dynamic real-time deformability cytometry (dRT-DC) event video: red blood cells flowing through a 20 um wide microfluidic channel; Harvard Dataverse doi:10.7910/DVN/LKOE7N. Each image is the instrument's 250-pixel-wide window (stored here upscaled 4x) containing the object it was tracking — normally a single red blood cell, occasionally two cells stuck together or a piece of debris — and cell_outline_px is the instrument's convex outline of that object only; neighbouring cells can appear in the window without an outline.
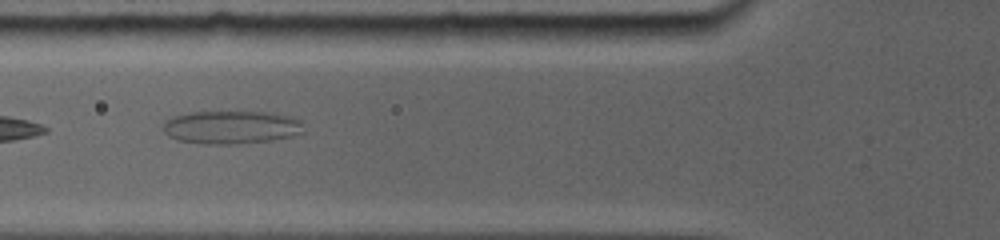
{"species": "common noctule bat (a hibernating species)", "species_latin": "Nyctalus noctula", "temperature_condition": "room temperature", "stored_images_in_passage": 10, "camera_frame_rate_fps": 5000, "um_per_image_px": 0.085, "animal": {"sex": "female", "body_mass_g": 19.0, "forearm_length_mm": 56.7}, "frame": {"image": 1, "passage_image": 2, "time_ms": 0.8, "image_size_px": [1000, 240], "cell_outline_px": [[296, 124], [288, 136], [268, 140], [228, 144], [224, 144], [180, 140], [172, 136], [164, 128], [164, 124], [168, 120], [176, 116], [192, 112], [264, 112], [288, 116], [296, 120]], "centroid_in_image_um": [19.51, 10.79], "position_along_channel_um": 106.3, "area_um2": 25.03}}
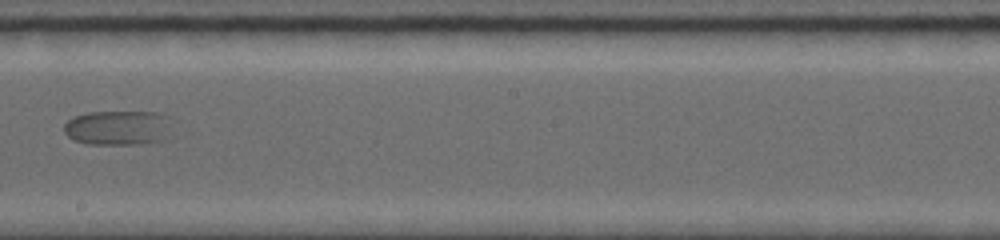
{"frame": {"image": 2, "passage_image": 6, "time_ms": 4.4, "image_size_px": [1000, 240], "cell_outline_px": [[168, 116], [164, 140], [136, 144], [88, 144], [72, 140], [64, 132], [64, 124], [72, 116], [88, 112], [160, 112]], "centroid_in_image_um": [9.93, 10.85], "position_along_channel_um": 238.3, "area_um2": 21.68}}
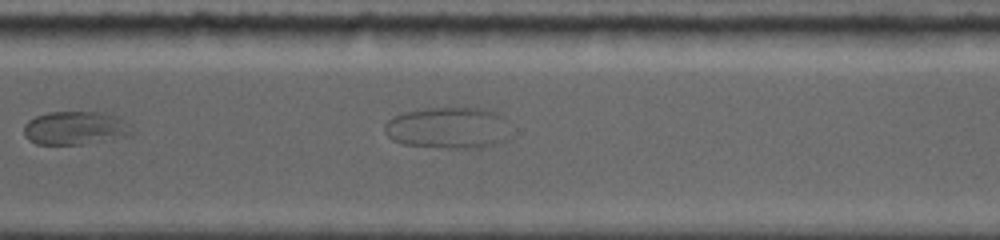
{"frame": {"image": 3, "passage_image": 9, "time_ms": 7.0, "image_size_px": [1000, 240], "cell_outline_px": [[132, 132], [128, 136], [84, 144], [36, 144], [28, 140], [24, 136], [24, 124], [28, 120], [36, 116], [48, 112], [100, 112], [116, 116]], "centroid_in_image_um": [6.3, 10.89], "position_along_channel_um": 364.3, "area_um2": 20.69}}